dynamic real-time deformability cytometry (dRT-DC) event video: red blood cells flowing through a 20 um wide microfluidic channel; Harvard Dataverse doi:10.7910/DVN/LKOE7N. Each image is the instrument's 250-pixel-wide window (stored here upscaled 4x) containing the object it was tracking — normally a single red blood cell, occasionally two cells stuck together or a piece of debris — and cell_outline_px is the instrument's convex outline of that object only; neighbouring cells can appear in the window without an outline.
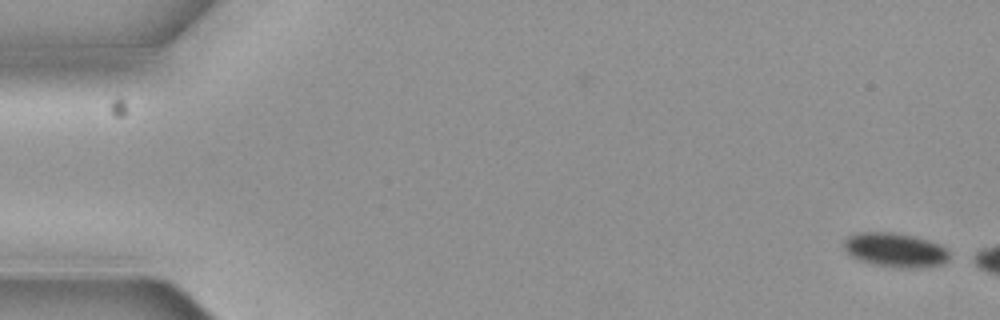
{"species": "common noctule bat (a hibernating species)", "species_latin": "Nyctalus noctula", "temperature_condition": "cold", "stored_images_in_passage": 2, "camera_frame_rate_fps": 3000, "um_per_image_px": 0.085, "animal": {"sex": "female", "body_mass_g": 19.3, "forearm_length_mm": 54.1}, "frame": {"image": 1, "passage_image": 2, "time_ms": 0.333, "image_size_px": [1000, 320], "cell_outline_px": [[948, 260], [940, 264], [916, 268], [900, 268], [876, 264], [860, 260], [852, 256], [844, 248], [844, 240], [848, 236], [860, 232], [892, 232], [940, 244], [948, 252]], "centroid_in_image_um": [76.06, 21.25], "position_along_channel_um": 8.9, "area_um2": 20.46}}